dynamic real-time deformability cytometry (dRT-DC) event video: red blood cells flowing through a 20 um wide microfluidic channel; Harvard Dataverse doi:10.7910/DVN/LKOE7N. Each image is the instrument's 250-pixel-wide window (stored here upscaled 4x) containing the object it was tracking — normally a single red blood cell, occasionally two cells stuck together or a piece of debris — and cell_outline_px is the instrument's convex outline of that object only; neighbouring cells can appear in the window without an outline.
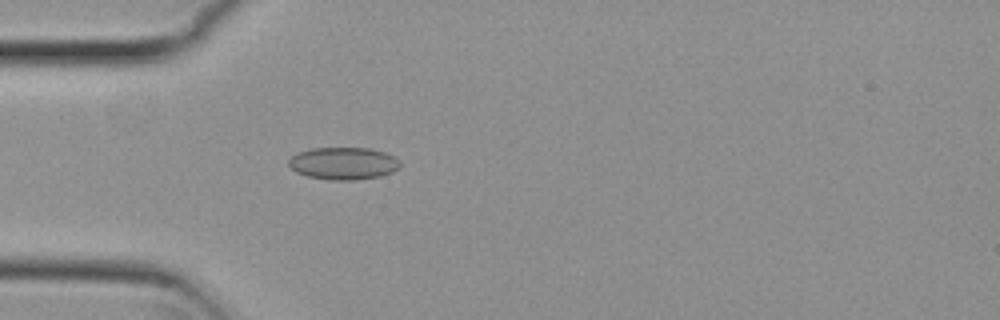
{"species": "common noctule bat (a hibernating species)", "species_latin": "Nyctalus noctula", "temperature_condition": "cold", "stored_images_in_passage": 40, "camera_frame_rate_fps": 3000, "um_per_image_px": 0.085, "animal": {"sex": "female", "body_mass_g": 29.2, "forearm_length_mm": 56.3}, "frame": {"image": 1, "passage_image": 2, "time_ms": 0.333, "image_size_px": [1000, 320], "cell_outline_px": [[400, 168], [392, 172], [380, 176], [352, 180], [328, 180], [308, 176], [296, 172], [288, 164], [288, 160], [296, 152], [312, 148], [368, 148], [384, 152], [396, 156], [400, 160]], "centroid_in_image_um": [29.2, 13.88], "position_along_channel_um": 55.8, "area_um2": 21.15}}
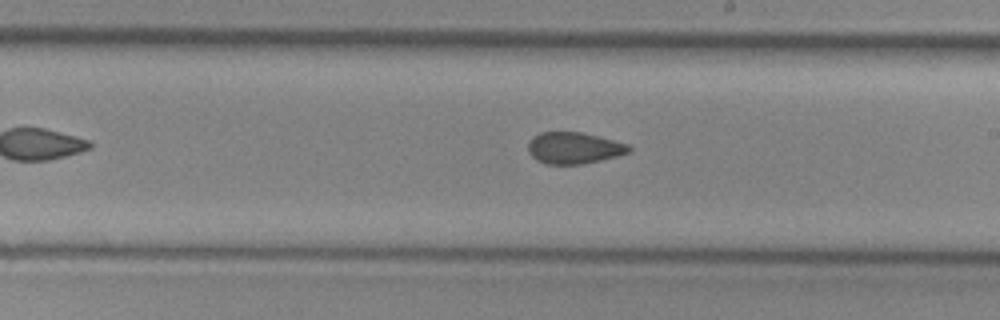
{"frame": {"image": 2, "passage_image": 17, "time_ms": 5.333, "image_size_px": [1000, 320], "cell_outline_px": [[632, 152], [600, 160], [580, 164], [544, 164], [536, 160], [528, 152], [528, 144], [532, 136], [540, 132], [580, 132], [628, 144], [632, 148]], "centroid_in_image_um": [48.76, 12.58], "position_along_channel_um": 240.2, "area_um2": 18.5}}
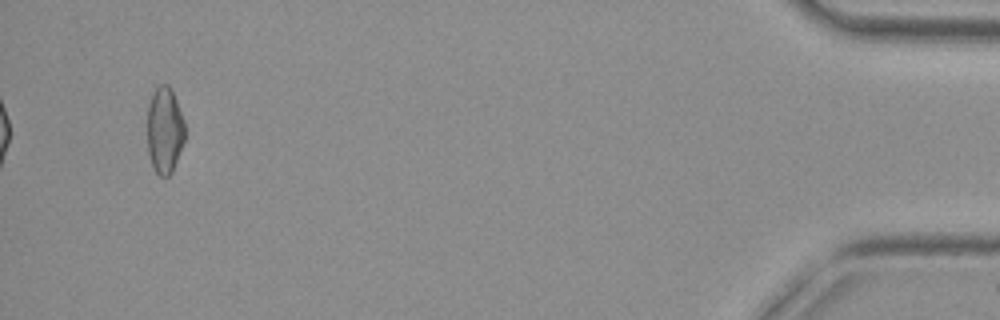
{"frame": {"image": 3, "passage_image": 38, "time_ms": 12.333, "image_size_px": [1000, 320], "cell_outline_px": [[184, 140], [172, 172], [168, 176], [160, 176], [156, 172], [152, 164], [148, 152], [148, 104], [152, 92], [160, 84], [168, 84], [172, 88], [184, 120]], "centroid_in_image_um": [13.99, 11.02], "position_along_channel_um": 421.2, "area_um2": 18.9}, "authors_computed_cell_mechanics": {"area_um2": 19.1896, "velocity_mm_per_s": 3.7904, "shape_relaxation_time_tau1_ms": null, "shape_relaxation_time_tau2_ms": 1.753, "deformation_change_tau1": null, "deformation_change_tau2": 0.0738}}